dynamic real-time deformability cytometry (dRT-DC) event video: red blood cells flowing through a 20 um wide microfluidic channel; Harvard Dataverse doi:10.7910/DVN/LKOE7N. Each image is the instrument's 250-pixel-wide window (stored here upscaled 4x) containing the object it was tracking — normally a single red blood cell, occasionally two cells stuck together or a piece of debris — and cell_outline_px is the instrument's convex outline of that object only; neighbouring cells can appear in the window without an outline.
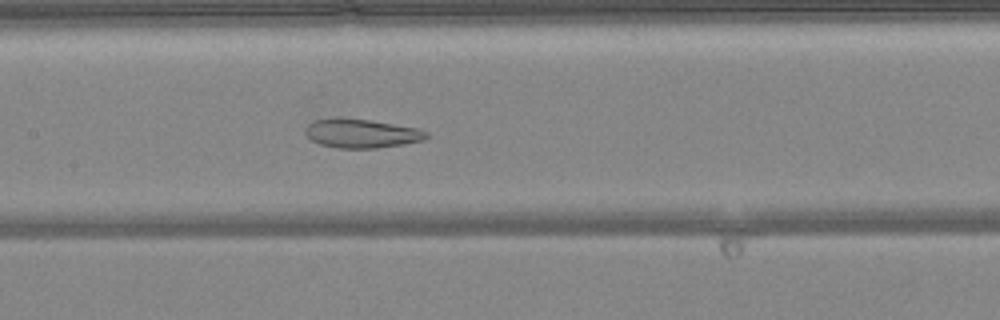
{"species": "common noctule bat (a hibernating species)", "species_latin": "Nyctalus noctula", "temperature_condition": "warm", "stored_images_in_passage": 36, "camera_frame_rate_fps": 3000, "um_per_image_px": 0.085, "animal": {"sex": "female", "body_mass_g": 24.6, "forearm_length_mm": 56.2}, "frame": {"image": 1, "passage_image": 11, "time_ms": 3.333, "image_size_px": [1000, 320], "cell_outline_px": [[428, 136], [424, 140], [404, 144], [376, 148], [340, 148], [320, 144], [312, 140], [304, 132], [304, 128], [312, 120], [336, 116], [368, 120], [420, 128], [428, 132]], "centroid_in_image_um": [30.7, 11.32], "position_along_channel_um": 176.7, "area_um2": 20.69}}
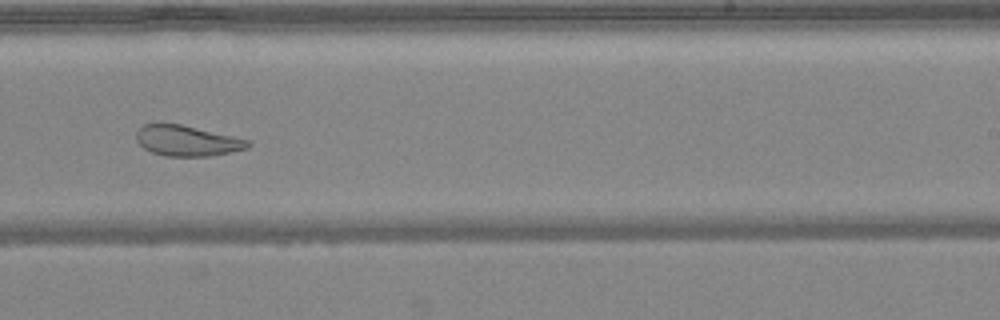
{"frame": {"image": 2, "passage_image": 18, "time_ms": 5.667, "image_size_px": [1000, 320], "cell_outline_px": [[252, 144], [248, 148], [232, 152], [212, 156], [164, 156], [152, 152], [144, 148], [136, 140], [136, 132], [144, 124], [156, 120], [160, 120], [180, 124], [252, 140]], "centroid_in_image_um": [15.89, 11.93], "position_along_channel_um": 273.1, "area_um2": 20.52}}
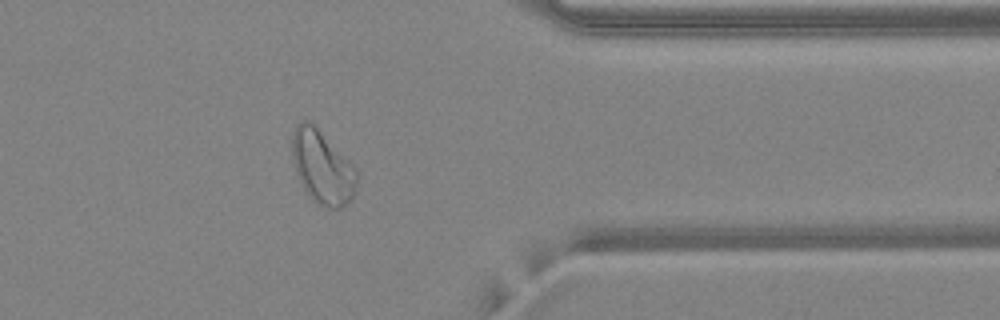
{"frame": {"image": 3, "passage_image": 27, "time_ms": 8.667, "image_size_px": [1000, 320], "cell_outline_px": [[356, 184], [352, 196], [340, 208], [324, 208], [312, 200], [304, 192], [300, 184], [292, 160], [292, 132], [296, 124], [300, 120], [312, 120], [356, 168]], "centroid_in_image_um": [27.34, 14.16], "position_along_channel_um": 384.1, "area_um2": 28.03}, "authors_computed_cell_mechanics": {"area_um2": 23.12, "velocity_mm_per_s": 4.149, "shape_relaxation_time_tau1_ms": null, "shape_relaxation_time_tau2_ms": 1.8456, "deformation_change_tau1": null, "deformation_change_tau2": 0.0915}}